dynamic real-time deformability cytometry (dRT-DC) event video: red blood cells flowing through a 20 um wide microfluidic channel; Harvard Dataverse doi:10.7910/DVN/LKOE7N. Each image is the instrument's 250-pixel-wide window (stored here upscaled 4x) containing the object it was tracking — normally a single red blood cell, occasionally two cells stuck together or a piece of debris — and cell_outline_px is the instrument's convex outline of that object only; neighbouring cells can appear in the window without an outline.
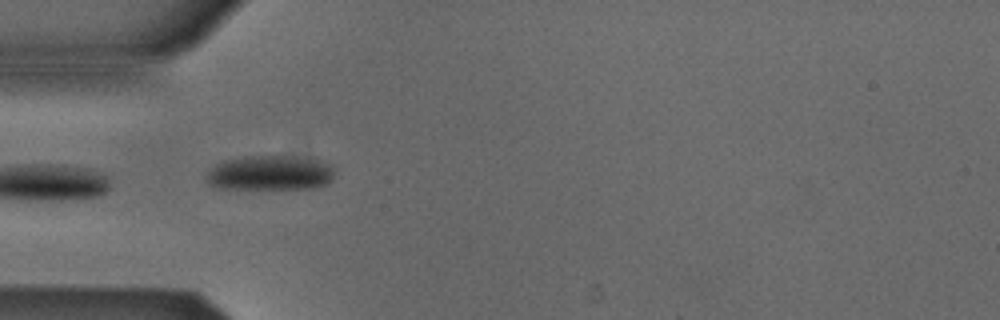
{"species": "Egyptian fruit bat (a non-hibernating species)", "species_latin": "Rousettus aegyptiacus", "temperature_condition": "cold", "stored_images_in_passage": 4, "camera_frame_rate_fps": 3000, "um_per_image_px": 0.085, "animal": {"sex": "male"}, "frame": {"image": 1, "passage_image": 1, "time_ms": 0.0, "image_size_px": [1000, 320], "cell_outline_px": [[332, 180], [328, 184], [316, 188], [220, 188], [208, 184], [208, 172], [216, 164], [224, 160], [248, 156], [284, 156], [316, 160], [328, 164], [332, 168]], "centroid_in_image_um": [22.95, 14.71], "position_along_channel_um": 62.0, "area_um2": 25.49}}